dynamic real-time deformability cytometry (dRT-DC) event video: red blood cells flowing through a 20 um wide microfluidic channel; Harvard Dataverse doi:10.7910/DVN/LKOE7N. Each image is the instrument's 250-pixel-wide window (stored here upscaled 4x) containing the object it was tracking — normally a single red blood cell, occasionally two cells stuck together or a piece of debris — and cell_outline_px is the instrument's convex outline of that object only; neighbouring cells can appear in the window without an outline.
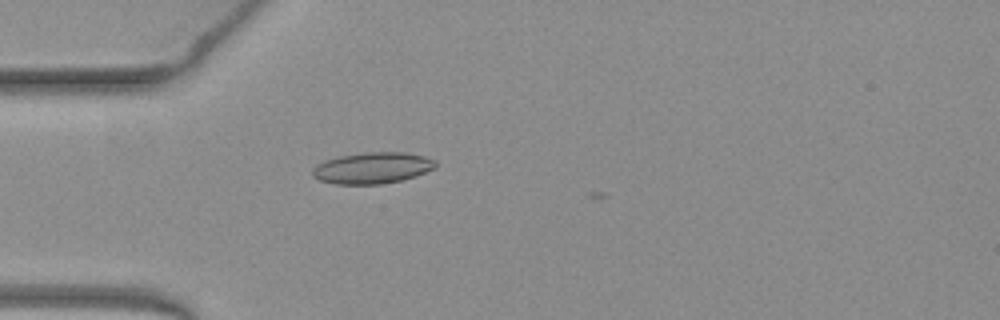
{"species": "common noctule bat (a hibernating species)", "species_latin": "Nyctalus noctula", "temperature_condition": "warm", "stored_images_in_passage": 5, "camera_frame_rate_fps": 3000, "um_per_image_px": 0.085, "animal": {"sex": "female", "body_mass_g": 19.3, "forearm_length_mm": 54.1}, "frame": {"image": 1, "passage_image": 2, "time_ms": 0.333, "image_size_px": [1000, 320], "cell_outline_px": [[436, 168], [416, 176], [400, 180], [380, 184], [336, 184], [320, 180], [312, 176], [312, 168], [316, 164], [324, 160], [340, 156], [364, 152], [404, 152], [424, 156], [436, 160]], "centroid_in_image_um": [31.65, 14.27], "position_along_channel_um": 53.4, "area_um2": 22.54}}